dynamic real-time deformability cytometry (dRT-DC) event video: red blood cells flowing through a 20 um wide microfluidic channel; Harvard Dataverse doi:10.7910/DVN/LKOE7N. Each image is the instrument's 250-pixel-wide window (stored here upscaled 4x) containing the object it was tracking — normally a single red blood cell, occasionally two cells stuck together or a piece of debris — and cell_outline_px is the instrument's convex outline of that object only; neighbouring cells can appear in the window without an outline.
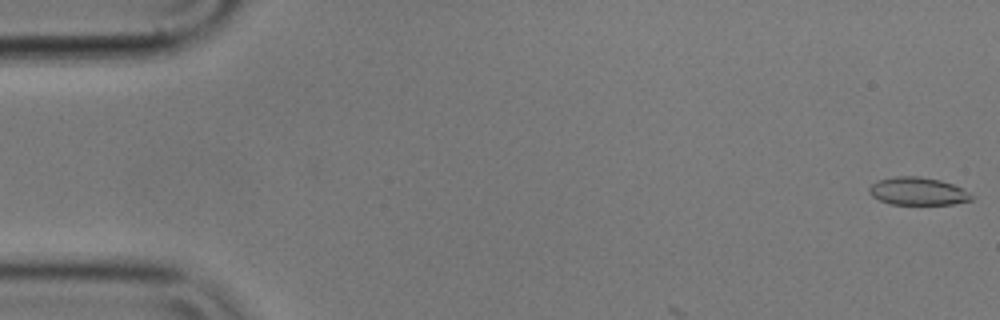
{"species": "common noctule bat (a hibernating species)", "species_latin": "Nyctalus noctula", "temperature_condition": "cold", "stored_images_in_passage": 3, "camera_frame_rate_fps": 3000, "um_per_image_px": 0.085, "animal": {"sex": "male", "body_mass_g": 17.9}, "frame": {"image": 1, "passage_image": 1, "time_ms": 0.0, "image_size_px": [1000, 320], "cell_outline_px": [[976, 196], [972, 200], [952, 204], [888, 204], [872, 196], [868, 192], [868, 188], [872, 184], [880, 180], [896, 176], [920, 176], [940, 180], [952, 184]], "centroid_in_image_um": [78.02, 16.26], "position_along_channel_um": 7.0, "area_um2": 16.53}}